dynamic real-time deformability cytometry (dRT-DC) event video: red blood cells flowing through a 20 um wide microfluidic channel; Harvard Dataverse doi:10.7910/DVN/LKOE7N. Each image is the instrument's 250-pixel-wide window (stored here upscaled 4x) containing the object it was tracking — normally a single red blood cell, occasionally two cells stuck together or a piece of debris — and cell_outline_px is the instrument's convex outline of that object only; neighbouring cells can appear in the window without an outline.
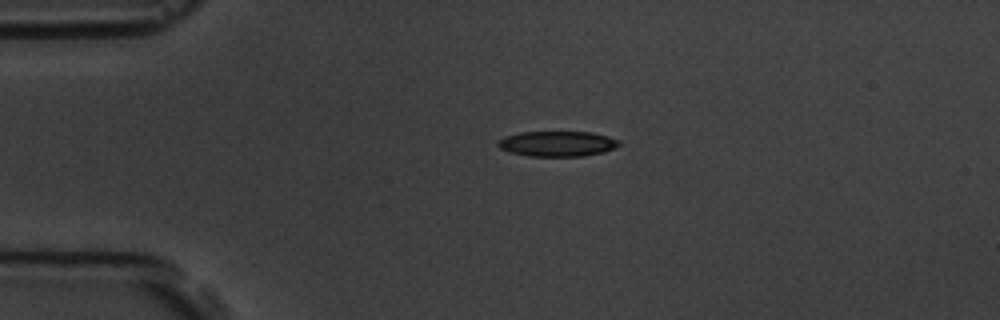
{"species": "common noctule bat (a hibernating species)", "species_latin": "Nyctalus noctula", "temperature_condition": "room temperature", "stored_images_in_passage": 2, "camera_frame_rate_fps": 3000, "um_per_image_px": 0.085, "animal": {"sex": "male", "body_mass_g": 19.5, "forearm_length_mm": 54.6}, "frame": {"image": 1, "passage_image": 1, "time_ms": 0.0, "image_size_px": [1000, 320], "cell_outline_px": [[620, 144], [616, 148], [604, 152], [584, 156], [528, 156], [508, 152], [500, 148], [496, 144], [496, 140], [504, 136], [520, 132], [592, 132], [608, 136], [620, 140]], "centroid_in_image_um": [47.36, 12.22], "position_along_channel_um": 37.6, "area_um2": 18.15}}